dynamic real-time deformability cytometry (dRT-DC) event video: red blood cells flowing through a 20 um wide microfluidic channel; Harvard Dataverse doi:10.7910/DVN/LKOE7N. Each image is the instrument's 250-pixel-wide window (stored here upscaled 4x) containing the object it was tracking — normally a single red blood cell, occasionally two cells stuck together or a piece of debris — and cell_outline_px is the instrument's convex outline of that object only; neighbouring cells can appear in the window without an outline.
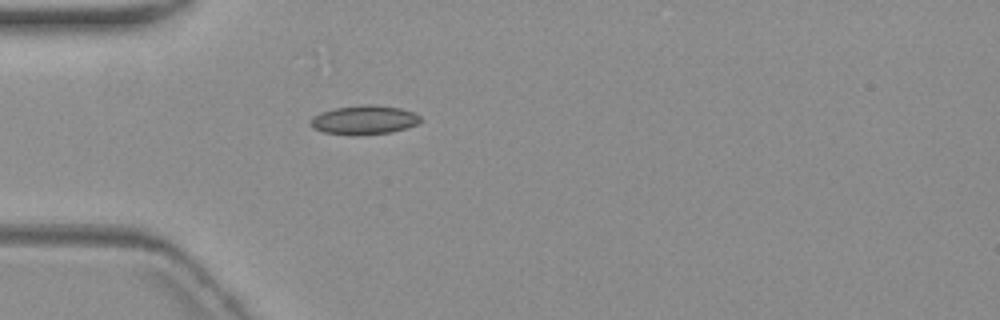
{"species": "common noctule bat (a hibernating species)", "species_latin": "Nyctalus noctula", "temperature_condition": "warm", "stored_images_in_passage": 4, "camera_frame_rate_fps": 3000, "um_per_image_px": 0.085, "animal": {"sex": "female", "body_mass_g": 19.3, "forearm_length_mm": 54.1}, "frame": {"image": 1, "passage_image": 4, "time_ms": 3.667, "image_size_px": [1000, 320], "cell_outline_px": [[424, 120], [416, 124], [392, 132], [356, 136], [324, 132], [312, 128], [308, 124], [312, 116], [320, 112], [336, 108], [364, 104], [372, 104], [400, 108], [412, 112], [420, 116]], "centroid_in_image_um": [30.91, 10.2], "position_along_channel_um": 54.1, "area_um2": 18.79}}